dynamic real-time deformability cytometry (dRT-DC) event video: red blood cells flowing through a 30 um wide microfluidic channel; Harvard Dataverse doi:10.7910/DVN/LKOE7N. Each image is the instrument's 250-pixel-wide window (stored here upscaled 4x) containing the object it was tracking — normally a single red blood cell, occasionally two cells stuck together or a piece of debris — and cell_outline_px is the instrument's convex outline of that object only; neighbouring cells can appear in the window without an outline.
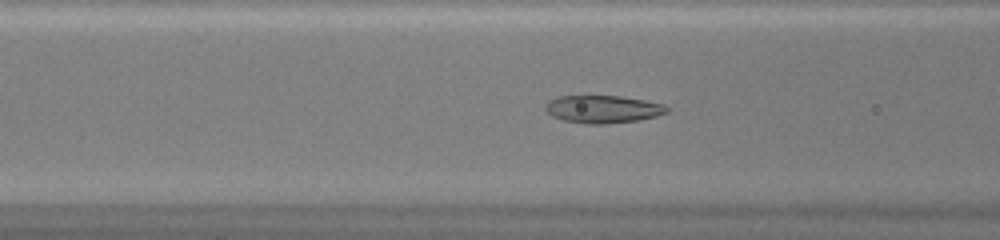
{"species": "common noctule bat (a hibernating species)", "species_latin": "Nyctalus noctula", "temperature_condition": "warm", "stored_images_in_passage": 50, "camera_frame_rate_fps": 3000, "um_per_image_px": 0.085, "animal": {"sex": "female", "body_mass_g": 20.0, "forearm_length_mm": 54.0}, "frame": {"image": 1, "passage_image": 21, "time_ms": 6.667, "image_size_px": [1000, 240], "cell_outline_px": [[668, 112], [656, 116], [636, 120], [604, 124], [588, 124], [564, 120], [552, 116], [544, 108], [548, 100], [560, 96], [620, 96], [644, 100], [664, 104], [668, 108]], "centroid_in_image_um": [51.23, 9.27], "position_along_channel_um": 115.4, "area_um2": 19.42}}
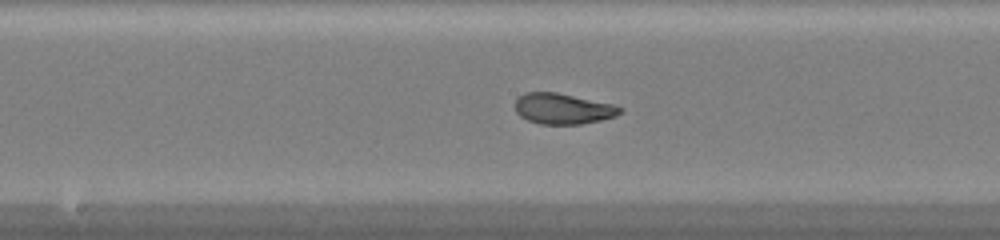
{"frame": {"image": 2, "passage_image": 27, "time_ms": 8.667, "image_size_px": [1000, 240], "cell_outline_px": [[624, 108], [616, 116], [600, 120], [580, 124], [540, 124], [528, 120], [520, 116], [516, 112], [516, 100], [520, 96], [528, 92], [556, 92], [616, 104]], "centroid_in_image_um": [47.89, 9.24], "position_along_channel_um": 200.3, "area_um2": 18.79}}
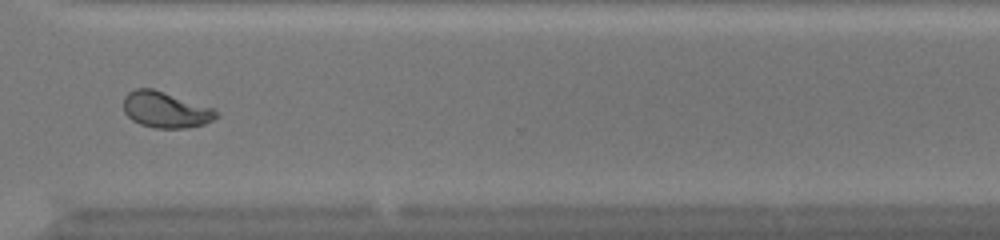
{"frame": {"image": 3, "passage_image": 38, "time_ms": 12.333, "image_size_px": [1000, 240], "cell_outline_px": [[220, 116], [204, 124], [188, 128], [156, 128], [140, 124], [132, 120], [124, 112], [124, 96], [128, 92], [136, 88], [152, 88], [212, 108], [220, 112]], "centroid_in_image_um": [14.07, 9.34], "position_along_channel_um": 356.5, "area_um2": 19.42}, "authors_computed_cell_mechanics": {"area_um2": 20.6635, "velocity_mm_per_s": 4.2538, "shape_relaxation_time_tau1_ms": 5.7913, "shape_relaxation_time_tau2_ms": 0.7506, "deformation_change_tau1": 0.2226, "deformation_change_tau2": 0.0528}}